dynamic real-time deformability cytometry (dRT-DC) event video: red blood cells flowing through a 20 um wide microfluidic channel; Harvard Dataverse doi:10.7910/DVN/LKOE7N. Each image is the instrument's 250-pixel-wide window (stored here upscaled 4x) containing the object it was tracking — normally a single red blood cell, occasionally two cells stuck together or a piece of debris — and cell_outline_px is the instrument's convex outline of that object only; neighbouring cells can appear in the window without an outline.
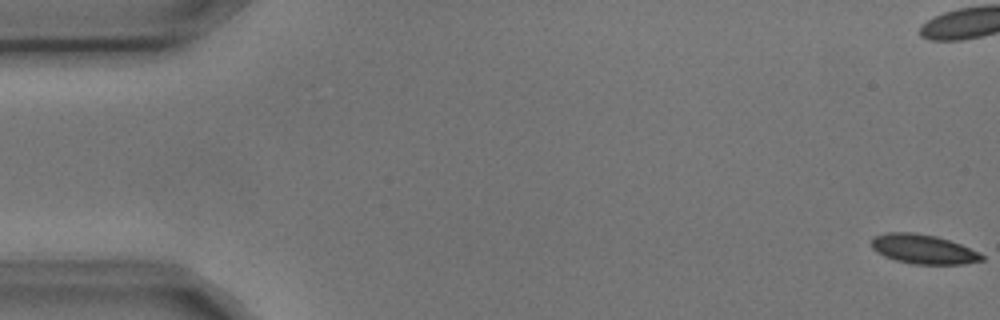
{"species": "common noctule bat (a hibernating species)", "species_latin": "Nyctalus noctula", "temperature_condition": "cold", "stored_images_in_passage": 3, "camera_frame_rate_fps": 3000, "um_per_image_px": 0.085, "animal": {"sex": "male", "body_mass_g": 17.9, "forearm_length_mm": 54.2}, "frame": {"image": 1, "passage_image": 1, "time_ms": 0.0, "image_size_px": [1000, 320], "cell_outline_px": [[984, 260], [964, 264], [916, 264], [896, 260], [884, 256], [876, 252], [872, 248], [872, 236], [888, 232], [912, 232], [936, 236], [960, 244], [984, 256]], "centroid_in_image_um": [78.44, 21.17], "position_along_channel_um": 6.6, "area_um2": 18.73}}